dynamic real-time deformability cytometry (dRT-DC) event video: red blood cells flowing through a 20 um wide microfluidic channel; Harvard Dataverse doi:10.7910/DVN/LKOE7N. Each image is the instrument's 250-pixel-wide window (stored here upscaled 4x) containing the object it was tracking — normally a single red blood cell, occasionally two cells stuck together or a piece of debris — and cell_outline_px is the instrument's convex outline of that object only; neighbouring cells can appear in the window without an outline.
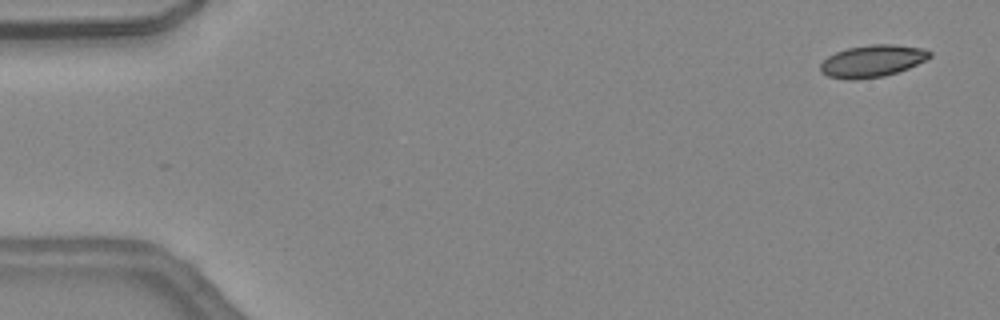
{"species": "common noctule bat (a hibernating species)", "species_latin": "Nyctalus noctula", "temperature_condition": "warm", "stored_images_in_passage": 45, "camera_frame_rate_fps": 3000, "um_per_image_px": 0.085, "animal": {"sex": "female", "body_mass_g": 24.6, "forearm_length_mm": 56.2}, "frame": {"image": 1, "passage_image": 2, "time_ms": 0.333, "image_size_px": [1000, 320], "cell_outline_px": [[932, 56], [908, 68], [884, 76], [856, 80], [848, 80], [828, 76], [820, 72], [820, 64], [828, 56], [836, 52], [848, 48], [872, 44], [892, 44], [924, 48], [932, 52]], "centroid_in_image_um": [74.14, 5.19], "position_along_channel_um": 10.9, "area_um2": 20.4}}
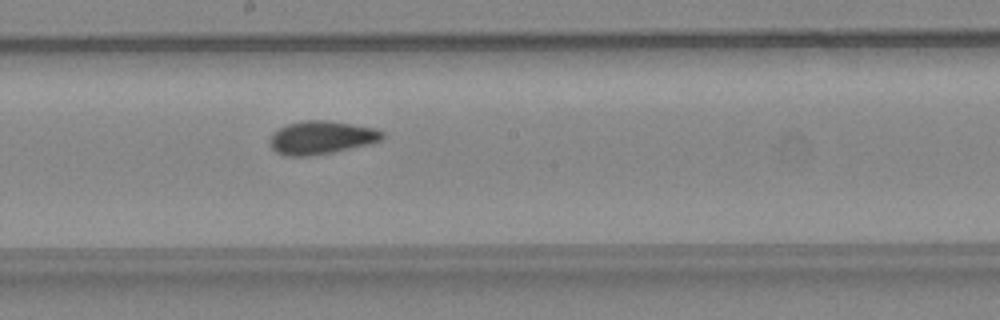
{"frame": {"image": 2, "passage_image": 25, "time_ms": 8.0, "image_size_px": [1000, 320], "cell_outline_px": [[384, 136], [380, 140], [368, 144], [332, 152], [308, 156], [288, 156], [276, 152], [268, 144], [268, 140], [272, 132], [288, 124], [304, 120], [328, 120], [376, 128], [384, 132]], "centroid_in_image_um": [27.28, 11.68], "position_along_channel_um": 220.9, "area_um2": 21.79}}
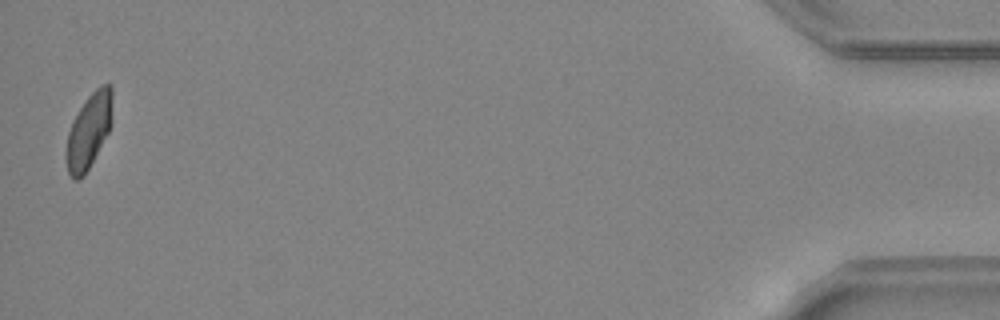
{"frame": {"image": 3, "passage_image": 45, "time_ms": 14.667, "image_size_px": [1000, 320], "cell_outline_px": [[112, 124], [108, 132], [84, 176], [80, 180], [72, 180], [68, 172], [64, 156], [68, 132], [72, 120], [88, 96], [100, 84], [112, 84]], "centroid_in_image_um": [7.53, 11.14], "position_along_channel_um": 427.7, "area_um2": 20.4}, "authors_computed_cell_mechanics": {"area_um2": 20.9236, "velocity_mm_per_s": 4.5189, "shape_relaxation_time_tau1_ms": null, "shape_relaxation_time_tau2_ms": 1.0726, "deformation_change_tau1": null, "deformation_change_tau2": 0.048}}